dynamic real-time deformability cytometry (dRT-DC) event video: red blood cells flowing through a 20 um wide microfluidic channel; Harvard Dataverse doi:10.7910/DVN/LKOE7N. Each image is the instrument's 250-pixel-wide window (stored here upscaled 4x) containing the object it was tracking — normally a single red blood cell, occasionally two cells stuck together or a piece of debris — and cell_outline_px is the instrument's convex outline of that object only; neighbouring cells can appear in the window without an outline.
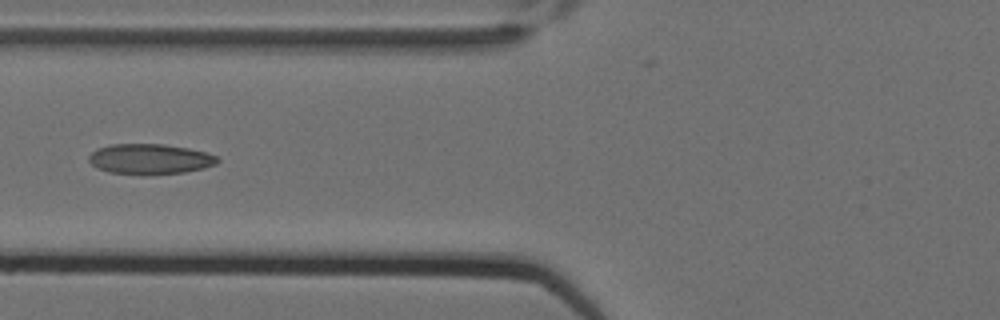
{"species": "Egyptian fruit bat (a non-hibernating species)", "species_latin": "Rousettus aegyptiacus", "temperature_condition": "cold", "stored_images_in_passage": 12, "camera_frame_rate_fps": 3000, "um_per_image_px": 0.085, "animal": {"sex": "female"}, "frame": {"image": 1, "passage_image": 7, "time_ms": 2.0, "image_size_px": [1000, 320], "cell_outline_px": [[220, 160], [216, 164], [204, 168], [184, 172], [144, 176], [108, 172], [96, 168], [88, 160], [88, 156], [96, 148], [108, 144], [164, 144], [188, 148], [204, 152], [216, 156]], "centroid_in_image_um": [12.7, 13.53], "position_along_channel_um": 113.1, "area_um2": 23.12}}
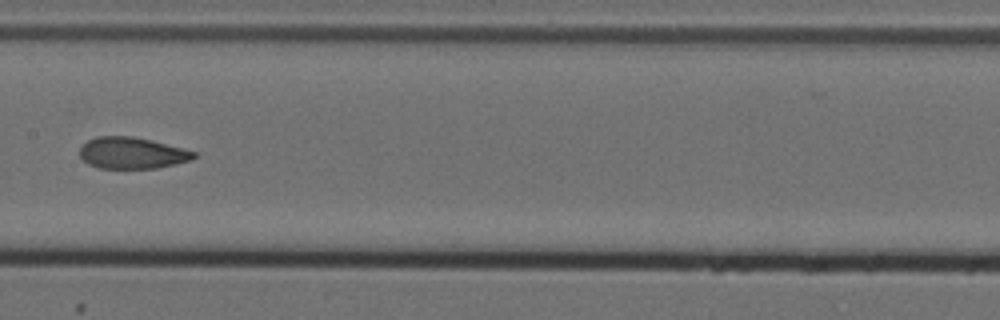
{"frame": {"image": 2, "passage_image": 9, "time_ms": 2.667, "image_size_px": [1000, 320], "cell_outline_px": [[196, 156], [192, 160], [176, 164], [156, 168], [100, 168], [88, 164], [80, 156], [80, 148], [88, 140], [96, 136], [132, 136], [152, 140], [196, 152]], "centroid_in_image_um": [11.22, 13.0], "position_along_channel_um": 196.2, "area_um2": 20.87}}
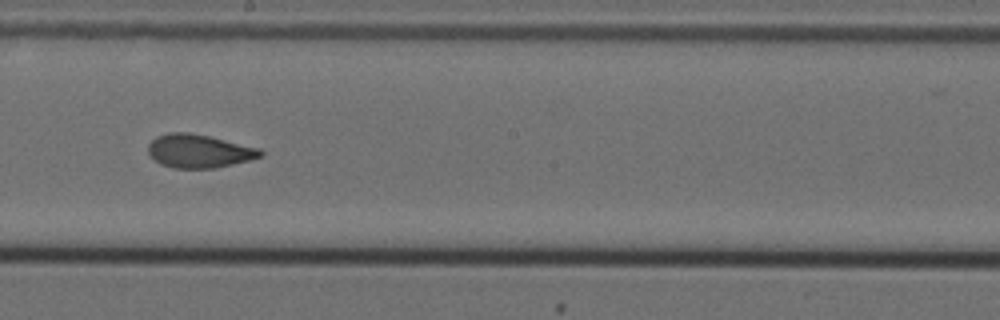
{"frame": {"image": 3, "passage_image": 10, "time_ms": 3.0, "image_size_px": [1000, 320], "cell_outline_px": [[264, 156], [232, 164], [212, 168], [172, 168], [160, 164], [148, 152], [148, 144], [156, 136], [168, 132], [188, 132], [208, 136], [260, 148], [264, 152]], "centroid_in_image_um": [16.91, 12.83], "position_along_channel_um": 231.3, "area_um2": 21.79}}